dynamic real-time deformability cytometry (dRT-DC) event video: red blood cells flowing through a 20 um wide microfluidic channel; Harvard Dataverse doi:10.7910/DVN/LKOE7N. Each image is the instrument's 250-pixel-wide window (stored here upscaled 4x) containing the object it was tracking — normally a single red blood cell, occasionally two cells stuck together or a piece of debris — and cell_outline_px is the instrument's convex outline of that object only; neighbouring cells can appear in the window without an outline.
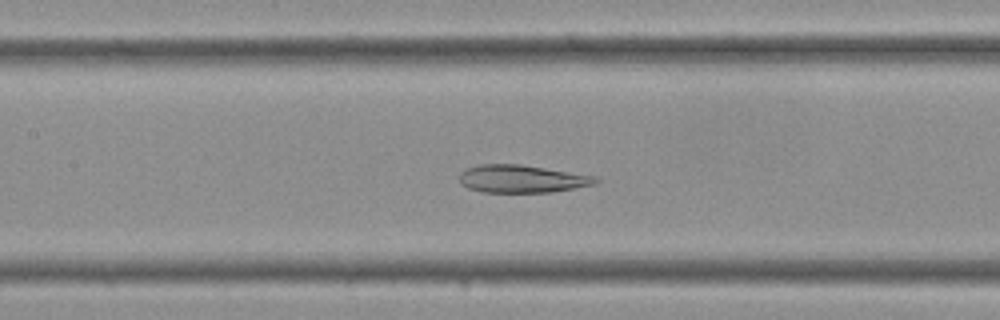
{"species": "Egyptian fruit bat (a non-hibernating species)", "species_latin": "Rousettus aegyptiacus", "temperature_condition": "cold", "stored_images_in_passage": 37, "camera_frame_rate_fps": 3000, "um_per_image_px": 0.085, "frame": {"image": 1, "passage_image": 17, "time_ms": 5.333, "image_size_px": [1000, 320], "cell_outline_px": [[600, 180], [596, 184], [552, 192], [480, 192], [468, 188], [460, 184], [460, 172], [468, 168], [480, 164], [520, 164], [596, 176]], "centroid_in_image_um": [44.35, 15.2], "position_along_channel_um": 163.0, "area_um2": 22.02}}
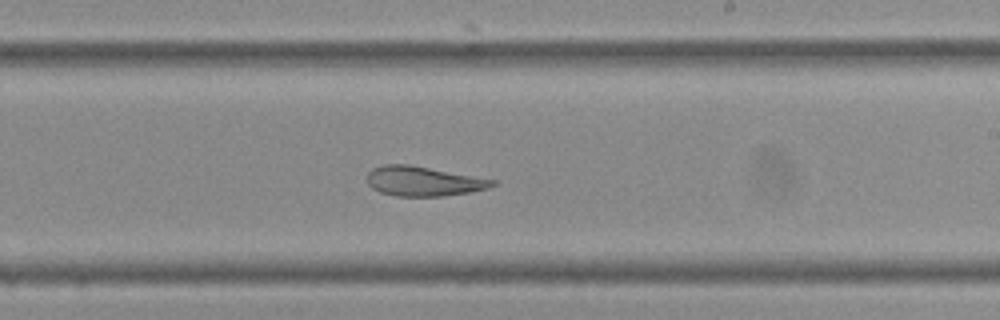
{"frame": {"image": 2, "passage_image": 22, "time_ms": 7.0, "image_size_px": [1000, 320], "cell_outline_px": [[496, 184], [488, 188], [468, 192], [440, 196], [396, 196], [380, 192], [372, 188], [368, 184], [368, 172], [372, 168], [384, 164], [408, 164], [496, 180]], "centroid_in_image_um": [35.95, 15.4], "position_along_channel_um": 253.0, "area_um2": 21.44}}
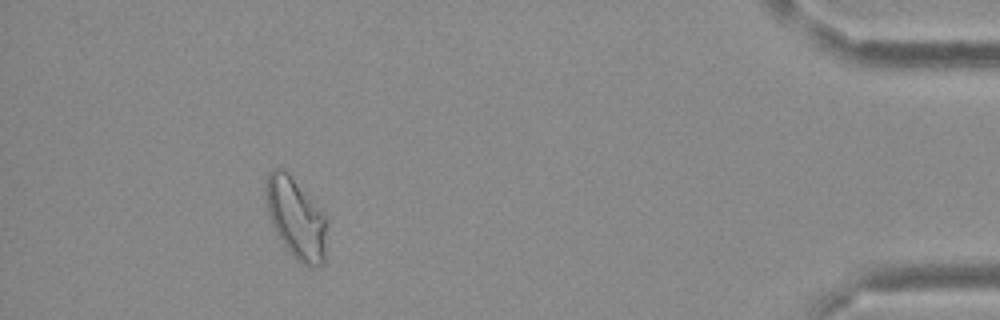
{"frame": {"image": 3, "passage_image": 34, "time_ms": 11.0, "image_size_px": [1000, 320], "cell_outline_px": [[328, 224], [324, 264], [312, 268], [296, 260], [292, 256], [276, 232], [272, 224], [268, 212], [264, 196], [264, 180], [268, 172], [272, 168], [284, 168], [328, 216]], "centroid_in_image_um": [25.17, 18.53], "position_along_channel_um": 410.0, "area_um2": 29.48}}